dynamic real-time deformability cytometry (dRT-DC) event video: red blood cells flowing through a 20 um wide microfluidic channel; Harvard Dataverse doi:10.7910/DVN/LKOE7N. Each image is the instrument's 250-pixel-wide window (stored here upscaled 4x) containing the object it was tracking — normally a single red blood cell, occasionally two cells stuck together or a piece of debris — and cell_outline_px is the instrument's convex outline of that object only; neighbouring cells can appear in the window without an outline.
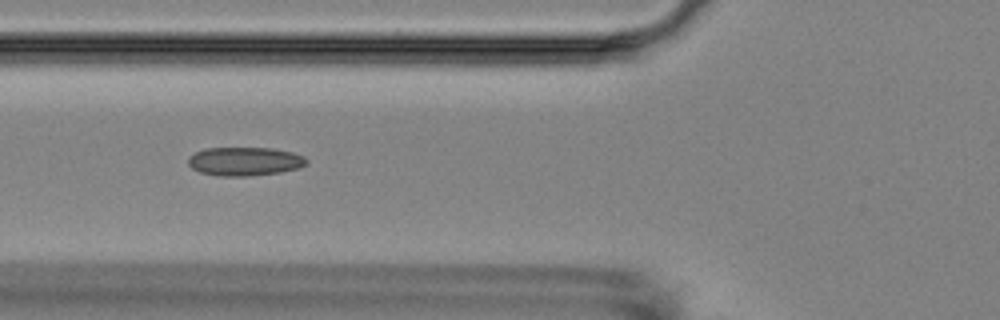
{"species": "Egyptian fruit bat (a non-hibernating species)", "species_latin": "Rousettus aegyptiacus", "temperature_condition": "room temperature", "stored_images_in_passage": 16, "camera_frame_rate_fps": 3000, "um_per_image_px": 0.085, "animal": {"sex": "female"}, "frame": {"image": 1, "passage_image": 6, "time_ms": 6.0, "image_size_px": [1000, 320], "cell_outline_px": [[308, 164], [300, 168], [280, 172], [248, 176], [220, 176], [200, 172], [192, 168], [188, 164], [188, 156], [204, 148], [272, 148], [292, 152], [304, 156], [308, 160]], "centroid_in_image_um": [20.82, 13.71], "position_along_channel_um": 105.0, "area_um2": 19.88}}
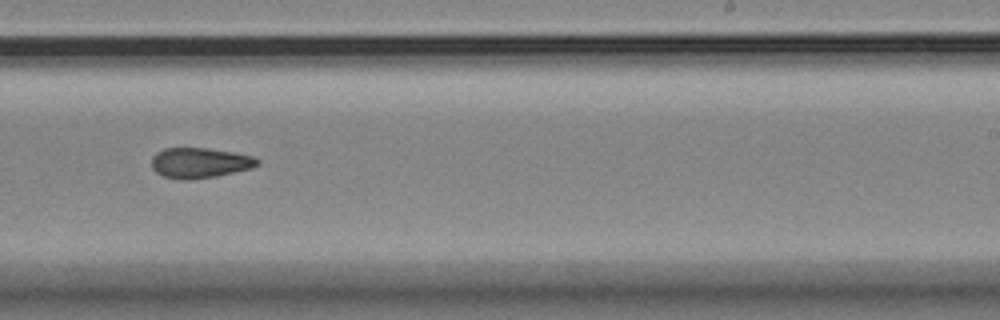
{"frame": {"image": 2, "passage_image": 10, "time_ms": 10.667, "image_size_px": [1000, 320], "cell_outline_px": [[260, 164], [252, 168], [216, 176], [192, 180], [180, 180], [164, 176], [156, 172], [152, 168], [152, 156], [156, 152], [164, 148], [208, 148], [232, 152], [252, 156], [260, 160]], "centroid_in_image_um": [16.97, 13.84], "position_along_channel_um": 272.0, "area_um2": 18.79}}
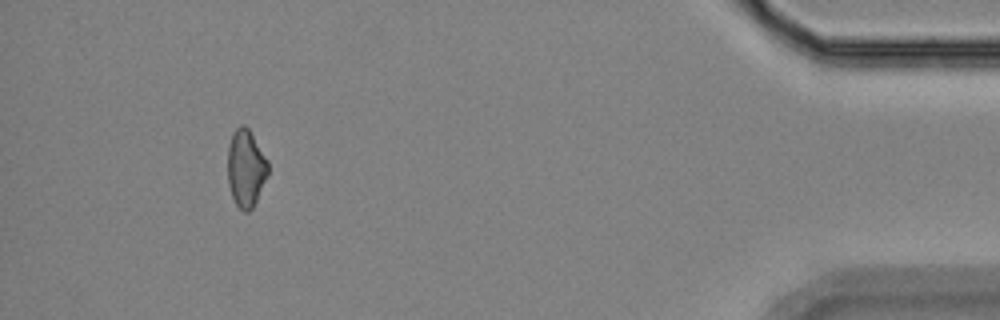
{"frame": {"image": 3, "passage_image": 15, "time_ms": 16.333, "image_size_px": [1000, 320], "cell_outline_px": [[268, 176], [252, 208], [248, 212], [244, 212], [236, 204], [232, 196], [228, 184], [228, 148], [232, 136], [236, 128], [240, 124], [244, 124], [248, 128], [268, 160]], "centroid_in_image_um": [20.9, 14.3], "position_along_channel_um": 414.3, "area_um2": 18.09}, "authors_computed_cell_mechanics": {"area_um2": 18.785, "velocity_mm_per_s": 3.5849, "shape_relaxation_time_tau1_ms": null, "shape_relaxation_time_tau2_ms": 7.338, "deformation_change_tau1": null, "deformation_change_tau2": 0.1265}}